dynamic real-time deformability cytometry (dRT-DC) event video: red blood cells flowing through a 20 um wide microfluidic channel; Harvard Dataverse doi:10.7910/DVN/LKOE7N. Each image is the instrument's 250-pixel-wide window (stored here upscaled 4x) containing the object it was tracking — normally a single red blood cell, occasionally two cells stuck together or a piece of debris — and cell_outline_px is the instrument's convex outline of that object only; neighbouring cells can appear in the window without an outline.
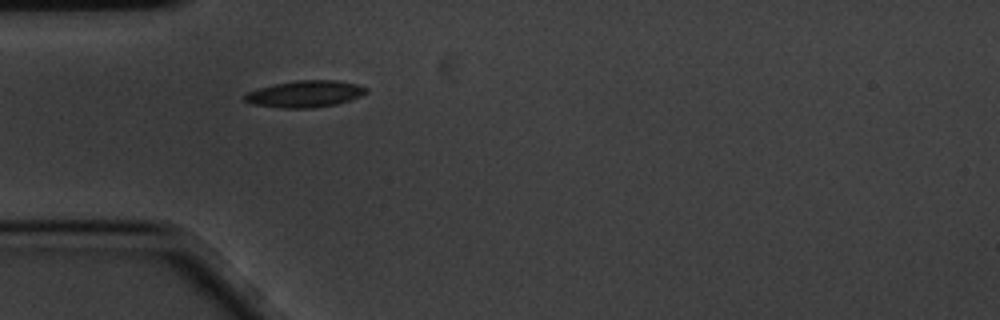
{"species": "common noctule bat (a hibernating species)", "species_latin": "Nyctalus noctula", "temperature_condition": "cold", "stored_images_in_passage": 1, "camera_frame_rate_fps": 3000, "um_per_image_px": 0.085, "animal": {"sex": "male", "body_mass_g": 20.1, "forearm_length_mm": 53.5}, "frame": {"image": 1, "passage_image": 1, "time_ms": 0.0, "image_size_px": [1000, 320], "cell_outline_px": [[368, 92], [360, 96], [336, 104], [312, 108], [280, 108], [252, 104], [244, 100], [244, 96], [248, 92], [272, 84], [296, 80], [336, 80], [356, 84], [368, 88]], "centroid_in_image_um": [25.92, 7.98], "position_along_channel_um": 59.1, "area_um2": 18.84}}